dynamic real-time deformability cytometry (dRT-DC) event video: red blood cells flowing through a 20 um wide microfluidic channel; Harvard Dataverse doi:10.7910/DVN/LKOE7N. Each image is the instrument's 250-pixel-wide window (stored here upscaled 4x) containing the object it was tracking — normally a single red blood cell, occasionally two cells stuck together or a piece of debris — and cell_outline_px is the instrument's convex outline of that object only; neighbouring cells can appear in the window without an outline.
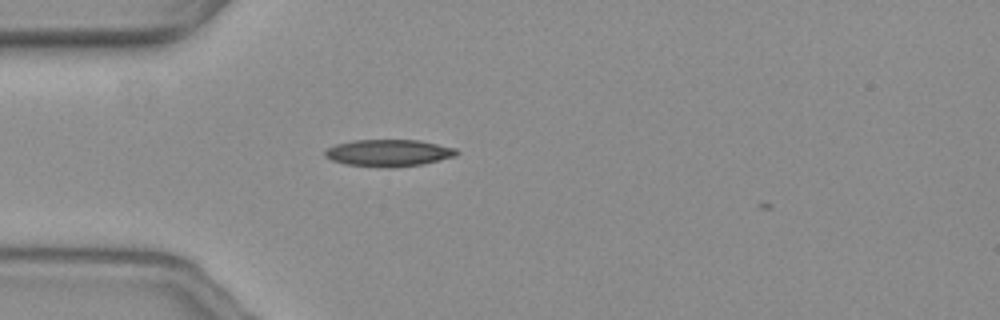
{"species": "common noctule bat (a hibernating species)", "species_latin": "Nyctalus noctula", "temperature_condition": "warm", "stored_images_in_passage": 37, "camera_frame_rate_fps": 3000, "um_per_image_px": 0.085, "animal": {"sex": "female", "body_mass_g": 19.3, "forearm_length_mm": 54.1}, "frame": {"image": 1, "passage_image": 1, "time_ms": 0.0, "image_size_px": [1000, 320], "cell_outline_px": [[460, 152], [456, 156], [424, 164], [392, 168], [388, 168], [344, 164], [332, 160], [324, 156], [324, 152], [328, 148], [336, 144], [352, 140], [420, 140], [456, 148]], "centroid_in_image_um": [33.06, 13.0], "position_along_channel_um": 51.9, "area_um2": 20.87}}
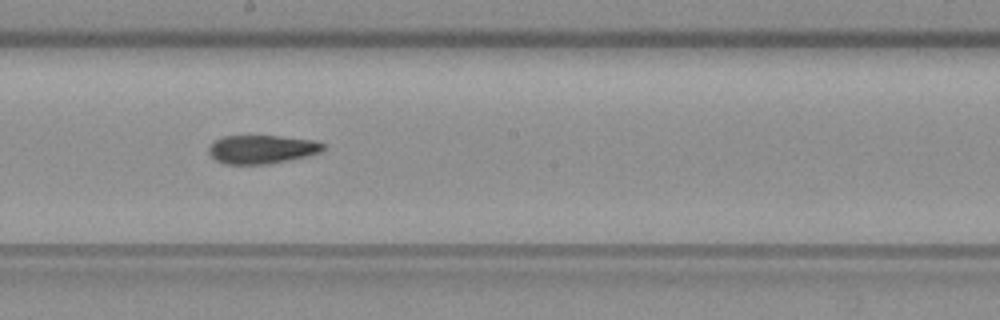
{"frame": {"image": 2, "passage_image": 16, "time_ms": 5.0, "image_size_px": [1000, 320], "cell_outline_px": [[328, 148], [320, 152], [308, 156], [272, 164], [224, 164], [216, 160], [208, 152], [208, 148], [216, 140], [224, 136], [280, 136], [316, 140], [324, 144]], "centroid_in_image_um": [22.32, 12.7], "position_along_channel_um": 225.9, "area_um2": 19.25}}
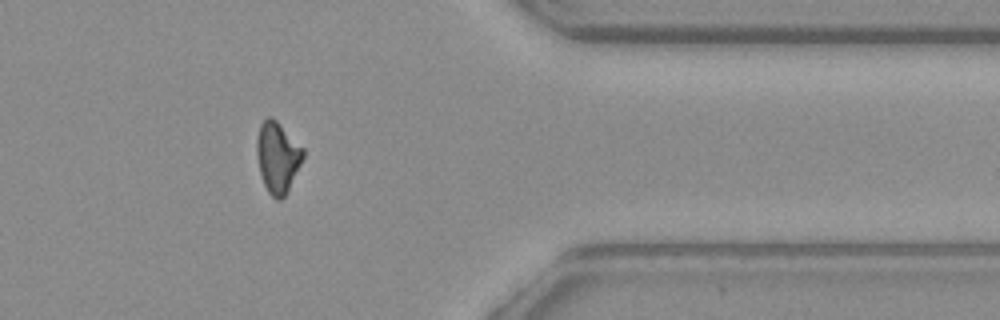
{"frame": {"image": 3, "passage_image": 31, "time_ms": 10.0, "image_size_px": [1000, 320], "cell_outline_px": [[304, 156], [284, 196], [280, 200], [276, 200], [268, 192], [264, 184], [260, 172], [256, 156], [256, 140], [260, 124], [268, 116], [272, 116], [304, 148]], "centroid_in_image_um": [23.57, 13.33], "position_along_channel_um": 387.8, "area_um2": 18.96}, "authors_computed_cell_mechanics": {"area_um2": 19.363, "velocity_mm_per_s": 3.6302, "shape_relaxation_time_tau1_ms": null, "shape_relaxation_time_tau2_ms": 4.4053, "deformation_change_tau1": null, "deformation_change_tau2": 0.1282}}